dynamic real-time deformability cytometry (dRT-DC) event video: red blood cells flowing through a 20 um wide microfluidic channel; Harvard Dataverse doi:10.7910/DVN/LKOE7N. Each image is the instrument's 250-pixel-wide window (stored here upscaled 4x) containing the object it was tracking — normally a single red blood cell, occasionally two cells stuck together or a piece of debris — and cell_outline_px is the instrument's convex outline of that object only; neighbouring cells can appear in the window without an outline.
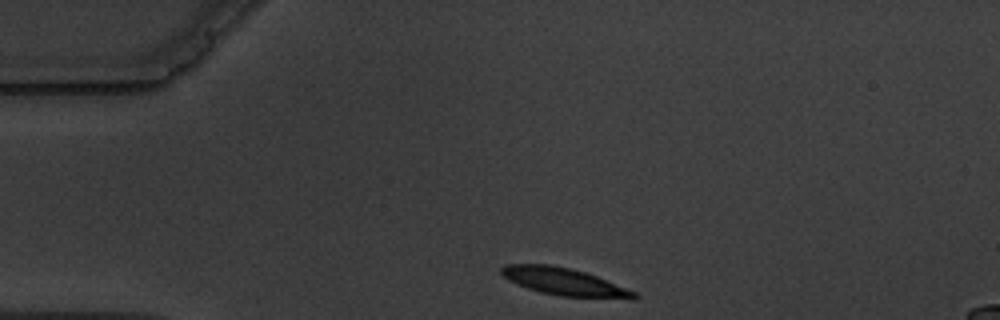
{"species": "common noctule bat (a hibernating species)", "species_latin": "Nyctalus noctula", "temperature_condition": "warm", "stored_images_in_passage": 2, "camera_frame_rate_fps": 3000, "um_per_image_px": 0.085, "animal": {"sex": "male", "body_mass_g": 19.5, "forearm_length_mm": 54.6}, "frame": {"image": 1, "passage_image": 1, "time_ms": 0.0, "image_size_px": [1000, 320], "cell_outline_px": [[640, 296], [636, 300], [632, 300], [560, 296], [540, 292], [528, 288], [504, 276], [500, 272], [500, 268], [504, 264], [552, 264], [572, 268], [596, 276], [636, 292]], "centroid_in_image_um": [48.04, 23.96], "position_along_channel_um": 37.0, "area_um2": 21.33}}